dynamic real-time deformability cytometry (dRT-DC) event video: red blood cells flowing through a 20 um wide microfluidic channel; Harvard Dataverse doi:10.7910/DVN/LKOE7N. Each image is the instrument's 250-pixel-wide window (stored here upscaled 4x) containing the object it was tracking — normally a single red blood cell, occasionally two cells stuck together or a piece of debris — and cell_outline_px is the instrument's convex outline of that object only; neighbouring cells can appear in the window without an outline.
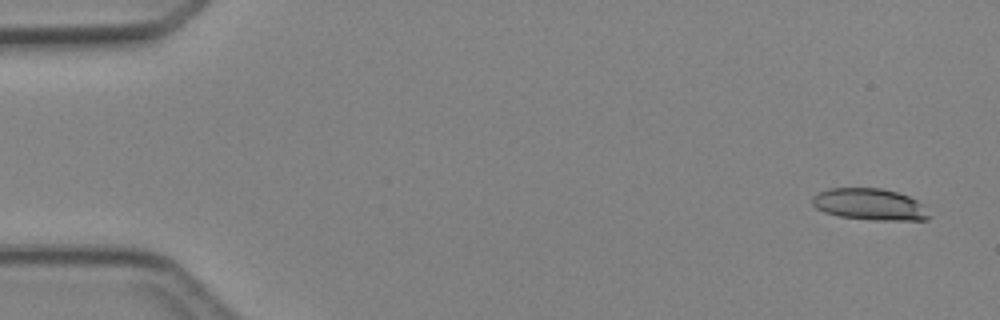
{"species": "Egyptian fruit bat (a non-hibernating species)", "species_latin": "Rousettus aegyptiacus", "temperature_condition": "cold", "stored_images_in_passage": 4, "camera_frame_rate_fps": 3000, "um_per_image_px": 0.085, "animal": {"sex": "female"}, "frame": {"image": 1, "passage_image": 1, "time_ms": 0.0, "image_size_px": [1000, 320], "cell_outline_px": [[932, 216], [928, 220], [872, 220], [840, 216], [824, 212], [816, 208], [812, 204], [812, 196], [828, 188], [880, 188], [896, 192], [908, 196], [924, 204]], "centroid_in_image_um": [73.96, 17.38], "position_along_channel_um": 11.0, "area_um2": 21.68}}
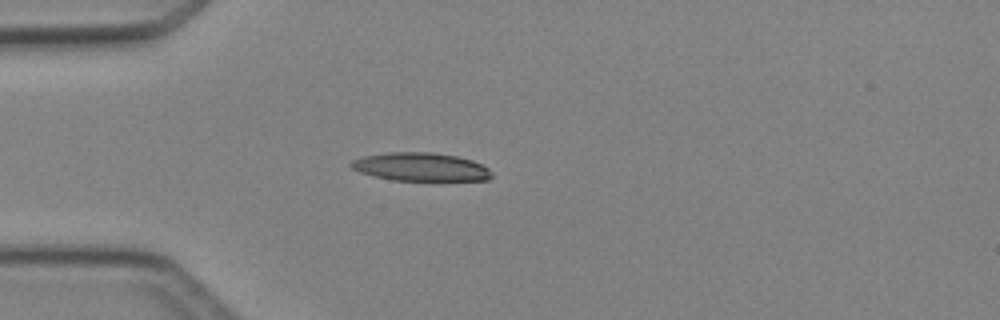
{"frame": {"image": 2, "passage_image": 4, "time_ms": 3.667, "image_size_px": [1000, 320], "cell_outline_px": [[492, 176], [488, 180], [392, 180], [360, 172], [352, 168], [348, 164], [352, 160], [364, 156], [388, 152], [432, 152], [456, 156], [472, 160], [488, 168], [492, 172]], "centroid_in_image_um": [35.75, 14.18], "position_along_channel_um": 49.2, "area_um2": 23.06}}